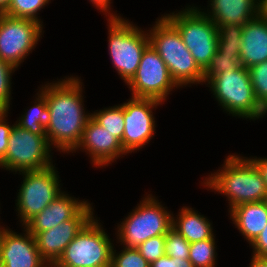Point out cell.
<instances>
[{
  "mask_svg": "<svg viewBox=\"0 0 267 267\" xmlns=\"http://www.w3.org/2000/svg\"><path fill=\"white\" fill-rule=\"evenodd\" d=\"M43 27L31 19L0 14V59L18 68L42 38Z\"/></svg>",
  "mask_w": 267,
  "mask_h": 267,
  "instance_id": "12",
  "label": "cell"
},
{
  "mask_svg": "<svg viewBox=\"0 0 267 267\" xmlns=\"http://www.w3.org/2000/svg\"><path fill=\"white\" fill-rule=\"evenodd\" d=\"M218 47L221 54L235 55L240 54L242 45L243 26L237 24H228L217 27Z\"/></svg>",
  "mask_w": 267,
  "mask_h": 267,
  "instance_id": "25",
  "label": "cell"
},
{
  "mask_svg": "<svg viewBox=\"0 0 267 267\" xmlns=\"http://www.w3.org/2000/svg\"><path fill=\"white\" fill-rule=\"evenodd\" d=\"M107 21L108 51L113 68L127 84L135 75L142 54L150 44L148 31L124 18Z\"/></svg>",
  "mask_w": 267,
  "mask_h": 267,
  "instance_id": "7",
  "label": "cell"
},
{
  "mask_svg": "<svg viewBox=\"0 0 267 267\" xmlns=\"http://www.w3.org/2000/svg\"><path fill=\"white\" fill-rule=\"evenodd\" d=\"M207 86L223 112L226 111L229 115L254 121L267 114L256 99L248 68L244 66L235 71L225 70L219 73L207 82Z\"/></svg>",
  "mask_w": 267,
  "mask_h": 267,
  "instance_id": "4",
  "label": "cell"
},
{
  "mask_svg": "<svg viewBox=\"0 0 267 267\" xmlns=\"http://www.w3.org/2000/svg\"><path fill=\"white\" fill-rule=\"evenodd\" d=\"M228 212L235 228L239 230L249 245L267 225V201L244 203Z\"/></svg>",
  "mask_w": 267,
  "mask_h": 267,
  "instance_id": "20",
  "label": "cell"
},
{
  "mask_svg": "<svg viewBox=\"0 0 267 267\" xmlns=\"http://www.w3.org/2000/svg\"><path fill=\"white\" fill-rule=\"evenodd\" d=\"M81 81L79 77L71 75L39 88L46 98L50 114L46 136L51 148L61 150L60 153H73L91 117V113H87L84 108Z\"/></svg>",
  "mask_w": 267,
  "mask_h": 267,
  "instance_id": "1",
  "label": "cell"
},
{
  "mask_svg": "<svg viewBox=\"0 0 267 267\" xmlns=\"http://www.w3.org/2000/svg\"><path fill=\"white\" fill-rule=\"evenodd\" d=\"M114 248L115 246L111 254V267H150L137 248L123 246L120 252H116Z\"/></svg>",
  "mask_w": 267,
  "mask_h": 267,
  "instance_id": "30",
  "label": "cell"
},
{
  "mask_svg": "<svg viewBox=\"0 0 267 267\" xmlns=\"http://www.w3.org/2000/svg\"><path fill=\"white\" fill-rule=\"evenodd\" d=\"M190 243L176 230L171 228L165 235V255L171 258L188 260Z\"/></svg>",
  "mask_w": 267,
  "mask_h": 267,
  "instance_id": "29",
  "label": "cell"
},
{
  "mask_svg": "<svg viewBox=\"0 0 267 267\" xmlns=\"http://www.w3.org/2000/svg\"><path fill=\"white\" fill-rule=\"evenodd\" d=\"M49 2L51 3V0H10L3 14L14 18L31 19L42 24L38 12Z\"/></svg>",
  "mask_w": 267,
  "mask_h": 267,
  "instance_id": "26",
  "label": "cell"
},
{
  "mask_svg": "<svg viewBox=\"0 0 267 267\" xmlns=\"http://www.w3.org/2000/svg\"><path fill=\"white\" fill-rule=\"evenodd\" d=\"M5 112L2 108H0V116Z\"/></svg>",
  "mask_w": 267,
  "mask_h": 267,
  "instance_id": "41",
  "label": "cell"
},
{
  "mask_svg": "<svg viewBox=\"0 0 267 267\" xmlns=\"http://www.w3.org/2000/svg\"><path fill=\"white\" fill-rule=\"evenodd\" d=\"M209 2L210 8L202 12L217 27L228 24L243 26L259 15V0H209Z\"/></svg>",
  "mask_w": 267,
  "mask_h": 267,
  "instance_id": "18",
  "label": "cell"
},
{
  "mask_svg": "<svg viewBox=\"0 0 267 267\" xmlns=\"http://www.w3.org/2000/svg\"><path fill=\"white\" fill-rule=\"evenodd\" d=\"M91 117L107 131L113 133L122 144L124 132V108L121 104L109 106L103 110H96Z\"/></svg>",
  "mask_w": 267,
  "mask_h": 267,
  "instance_id": "23",
  "label": "cell"
},
{
  "mask_svg": "<svg viewBox=\"0 0 267 267\" xmlns=\"http://www.w3.org/2000/svg\"><path fill=\"white\" fill-rule=\"evenodd\" d=\"M152 26L147 30L150 45L166 64L176 84L180 88L193 84L203 85L204 73L183 43L178 30L163 15Z\"/></svg>",
  "mask_w": 267,
  "mask_h": 267,
  "instance_id": "3",
  "label": "cell"
},
{
  "mask_svg": "<svg viewBox=\"0 0 267 267\" xmlns=\"http://www.w3.org/2000/svg\"><path fill=\"white\" fill-rule=\"evenodd\" d=\"M89 154L91 163L95 167H105L123 155H127L121 141L98 124L92 117L88 120L83 130L82 138L76 149Z\"/></svg>",
  "mask_w": 267,
  "mask_h": 267,
  "instance_id": "16",
  "label": "cell"
},
{
  "mask_svg": "<svg viewBox=\"0 0 267 267\" xmlns=\"http://www.w3.org/2000/svg\"><path fill=\"white\" fill-rule=\"evenodd\" d=\"M9 2L10 0H0V14H3L6 11Z\"/></svg>",
  "mask_w": 267,
  "mask_h": 267,
  "instance_id": "40",
  "label": "cell"
},
{
  "mask_svg": "<svg viewBox=\"0 0 267 267\" xmlns=\"http://www.w3.org/2000/svg\"><path fill=\"white\" fill-rule=\"evenodd\" d=\"M204 188L227 197L229 209L249 202L267 201V188L256 165L239 154L226 157L221 169L207 175Z\"/></svg>",
  "mask_w": 267,
  "mask_h": 267,
  "instance_id": "2",
  "label": "cell"
},
{
  "mask_svg": "<svg viewBox=\"0 0 267 267\" xmlns=\"http://www.w3.org/2000/svg\"><path fill=\"white\" fill-rule=\"evenodd\" d=\"M178 215H172V228L189 243L211 239L214 236L212 223L207 217L191 207H181Z\"/></svg>",
  "mask_w": 267,
  "mask_h": 267,
  "instance_id": "21",
  "label": "cell"
},
{
  "mask_svg": "<svg viewBox=\"0 0 267 267\" xmlns=\"http://www.w3.org/2000/svg\"><path fill=\"white\" fill-rule=\"evenodd\" d=\"M34 105L24 112L16 122L23 129L37 135H46L45 129L49 125L50 114L45 96L38 91L35 95Z\"/></svg>",
  "mask_w": 267,
  "mask_h": 267,
  "instance_id": "22",
  "label": "cell"
},
{
  "mask_svg": "<svg viewBox=\"0 0 267 267\" xmlns=\"http://www.w3.org/2000/svg\"><path fill=\"white\" fill-rule=\"evenodd\" d=\"M258 103L267 111V60L248 68Z\"/></svg>",
  "mask_w": 267,
  "mask_h": 267,
  "instance_id": "28",
  "label": "cell"
},
{
  "mask_svg": "<svg viewBox=\"0 0 267 267\" xmlns=\"http://www.w3.org/2000/svg\"><path fill=\"white\" fill-rule=\"evenodd\" d=\"M17 70L11 63L0 59V108L10 111L12 74Z\"/></svg>",
  "mask_w": 267,
  "mask_h": 267,
  "instance_id": "31",
  "label": "cell"
},
{
  "mask_svg": "<svg viewBox=\"0 0 267 267\" xmlns=\"http://www.w3.org/2000/svg\"><path fill=\"white\" fill-rule=\"evenodd\" d=\"M240 55L244 67L267 60V19L258 15L243 25Z\"/></svg>",
  "mask_w": 267,
  "mask_h": 267,
  "instance_id": "19",
  "label": "cell"
},
{
  "mask_svg": "<svg viewBox=\"0 0 267 267\" xmlns=\"http://www.w3.org/2000/svg\"><path fill=\"white\" fill-rule=\"evenodd\" d=\"M121 105L124 108L122 147L127 154L136 152L152 140L155 132L154 108L164 104L151 98L132 97Z\"/></svg>",
  "mask_w": 267,
  "mask_h": 267,
  "instance_id": "13",
  "label": "cell"
},
{
  "mask_svg": "<svg viewBox=\"0 0 267 267\" xmlns=\"http://www.w3.org/2000/svg\"><path fill=\"white\" fill-rule=\"evenodd\" d=\"M92 207V203L88 202L72 219L34 235L39 254L50 267L58 261L68 244L95 216Z\"/></svg>",
  "mask_w": 267,
  "mask_h": 267,
  "instance_id": "14",
  "label": "cell"
},
{
  "mask_svg": "<svg viewBox=\"0 0 267 267\" xmlns=\"http://www.w3.org/2000/svg\"><path fill=\"white\" fill-rule=\"evenodd\" d=\"M249 246L253 249L252 256L267 258V225Z\"/></svg>",
  "mask_w": 267,
  "mask_h": 267,
  "instance_id": "34",
  "label": "cell"
},
{
  "mask_svg": "<svg viewBox=\"0 0 267 267\" xmlns=\"http://www.w3.org/2000/svg\"><path fill=\"white\" fill-rule=\"evenodd\" d=\"M137 249L141 256L151 264L165 255V236L150 238L141 243Z\"/></svg>",
  "mask_w": 267,
  "mask_h": 267,
  "instance_id": "32",
  "label": "cell"
},
{
  "mask_svg": "<svg viewBox=\"0 0 267 267\" xmlns=\"http://www.w3.org/2000/svg\"><path fill=\"white\" fill-rule=\"evenodd\" d=\"M200 7L185 6L181 11L163 15L180 33L183 43L191 52L196 64L204 71L218 47L216 24Z\"/></svg>",
  "mask_w": 267,
  "mask_h": 267,
  "instance_id": "5",
  "label": "cell"
},
{
  "mask_svg": "<svg viewBox=\"0 0 267 267\" xmlns=\"http://www.w3.org/2000/svg\"><path fill=\"white\" fill-rule=\"evenodd\" d=\"M51 151L46 135L34 134L14 123L0 167L15 174L41 170L53 164Z\"/></svg>",
  "mask_w": 267,
  "mask_h": 267,
  "instance_id": "9",
  "label": "cell"
},
{
  "mask_svg": "<svg viewBox=\"0 0 267 267\" xmlns=\"http://www.w3.org/2000/svg\"><path fill=\"white\" fill-rule=\"evenodd\" d=\"M150 267H194L189 260L171 258L164 255L150 264Z\"/></svg>",
  "mask_w": 267,
  "mask_h": 267,
  "instance_id": "35",
  "label": "cell"
},
{
  "mask_svg": "<svg viewBox=\"0 0 267 267\" xmlns=\"http://www.w3.org/2000/svg\"><path fill=\"white\" fill-rule=\"evenodd\" d=\"M145 198V199H144ZM152 194L142 201L118 224L116 238L120 245L138 248L144 241L165 236L172 228L173 212L168 211Z\"/></svg>",
  "mask_w": 267,
  "mask_h": 267,
  "instance_id": "6",
  "label": "cell"
},
{
  "mask_svg": "<svg viewBox=\"0 0 267 267\" xmlns=\"http://www.w3.org/2000/svg\"><path fill=\"white\" fill-rule=\"evenodd\" d=\"M84 200L69 196L64 191L40 213L31 218L24 227L33 236L38 232L50 230L58 224L72 219L88 203V200Z\"/></svg>",
  "mask_w": 267,
  "mask_h": 267,
  "instance_id": "17",
  "label": "cell"
},
{
  "mask_svg": "<svg viewBox=\"0 0 267 267\" xmlns=\"http://www.w3.org/2000/svg\"><path fill=\"white\" fill-rule=\"evenodd\" d=\"M215 244V236L211 239L190 243L188 260L194 267H216L217 247Z\"/></svg>",
  "mask_w": 267,
  "mask_h": 267,
  "instance_id": "24",
  "label": "cell"
},
{
  "mask_svg": "<svg viewBox=\"0 0 267 267\" xmlns=\"http://www.w3.org/2000/svg\"><path fill=\"white\" fill-rule=\"evenodd\" d=\"M243 61L240 54L228 55L221 54L218 50L211 58L208 67L203 71V84H206L212 77L218 75L225 70L235 71L239 67H243Z\"/></svg>",
  "mask_w": 267,
  "mask_h": 267,
  "instance_id": "27",
  "label": "cell"
},
{
  "mask_svg": "<svg viewBox=\"0 0 267 267\" xmlns=\"http://www.w3.org/2000/svg\"><path fill=\"white\" fill-rule=\"evenodd\" d=\"M113 246L102 224L93 217L52 267H111Z\"/></svg>",
  "mask_w": 267,
  "mask_h": 267,
  "instance_id": "8",
  "label": "cell"
},
{
  "mask_svg": "<svg viewBox=\"0 0 267 267\" xmlns=\"http://www.w3.org/2000/svg\"><path fill=\"white\" fill-rule=\"evenodd\" d=\"M0 225V267H50L40 256L35 238Z\"/></svg>",
  "mask_w": 267,
  "mask_h": 267,
  "instance_id": "15",
  "label": "cell"
},
{
  "mask_svg": "<svg viewBox=\"0 0 267 267\" xmlns=\"http://www.w3.org/2000/svg\"><path fill=\"white\" fill-rule=\"evenodd\" d=\"M249 267H267V258L252 256Z\"/></svg>",
  "mask_w": 267,
  "mask_h": 267,
  "instance_id": "38",
  "label": "cell"
},
{
  "mask_svg": "<svg viewBox=\"0 0 267 267\" xmlns=\"http://www.w3.org/2000/svg\"><path fill=\"white\" fill-rule=\"evenodd\" d=\"M127 85L132 97L151 98L163 103L173 89L180 88L150 44L144 50L138 69Z\"/></svg>",
  "mask_w": 267,
  "mask_h": 267,
  "instance_id": "11",
  "label": "cell"
},
{
  "mask_svg": "<svg viewBox=\"0 0 267 267\" xmlns=\"http://www.w3.org/2000/svg\"><path fill=\"white\" fill-rule=\"evenodd\" d=\"M249 159L256 165L257 169L259 170L262 178L265 181V185L267 188V158H258V157H249Z\"/></svg>",
  "mask_w": 267,
  "mask_h": 267,
  "instance_id": "37",
  "label": "cell"
},
{
  "mask_svg": "<svg viewBox=\"0 0 267 267\" xmlns=\"http://www.w3.org/2000/svg\"><path fill=\"white\" fill-rule=\"evenodd\" d=\"M57 172L54 164L41 170L19 172L23 181L15 208L22 227L63 192Z\"/></svg>",
  "mask_w": 267,
  "mask_h": 267,
  "instance_id": "10",
  "label": "cell"
},
{
  "mask_svg": "<svg viewBox=\"0 0 267 267\" xmlns=\"http://www.w3.org/2000/svg\"><path fill=\"white\" fill-rule=\"evenodd\" d=\"M259 15L267 19V0H259Z\"/></svg>",
  "mask_w": 267,
  "mask_h": 267,
  "instance_id": "39",
  "label": "cell"
},
{
  "mask_svg": "<svg viewBox=\"0 0 267 267\" xmlns=\"http://www.w3.org/2000/svg\"><path fill=\"white\" fill-rule=\"evenodd\" d=\"M111 1L112 0H90L97 10H100V12L108 17L107 19H122V16L111 11Z\"/></svg>",
  "mask_w": 267,
  "mask_h": 267,
  "instance_id": "36",
  "label": "cell"
},
{
  "mask_svg": "<svg viewBox=\"0 0 267 267\" xmlns=\"http://www.w3.org/2000/svg\"><path fill=\"white\" fill-rule=\"evenodd\" d=\"M9 112L5 111L0 116V161L5 157L6 150L8 146V141L10 137L11 130L13 128V125H9L7 121Z\"/></svg>",
  "mask_w": 267,
  "mask_h": 267,
  "instance_id": "33",
  "label": "cell"
}]
</instances>
